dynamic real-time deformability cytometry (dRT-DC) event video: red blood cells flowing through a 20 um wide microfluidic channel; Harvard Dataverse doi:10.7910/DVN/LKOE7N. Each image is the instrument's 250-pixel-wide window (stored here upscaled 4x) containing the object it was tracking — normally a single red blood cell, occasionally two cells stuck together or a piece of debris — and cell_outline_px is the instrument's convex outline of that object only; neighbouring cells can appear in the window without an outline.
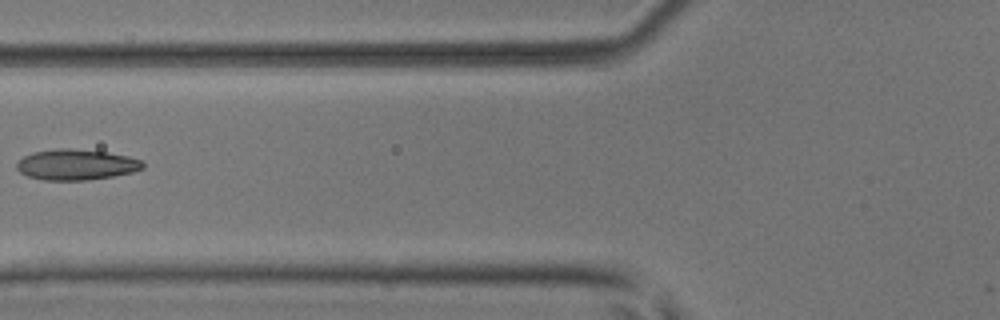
{"species": "common noctule bat (a hibernating species)", "species_latin": "Nyctalus noctula", "temperature_condition": "room temperature", "stored_images_in_passage": 6, "camera_frame_rate_fps": 3000, "um_per_image_px": 0.085, "animal": {"sex": "male", "body_mass_g": 17.9, "forearm_length_mm": 54.2}, "frame": {"image": 1, "passage_image": 6, "time_ms": 1.667, "image_size_px": [1000, 320], "cell_outline_px": [[144, 168], [132, 172], [112, 176], [88, 180], [44, 180], [28, 176], [20, 172], [16, 168], [16, 164], [24, 156], [32, 152], [56, 148], [68, 148], [108, 152], [128, 156], [144, 160]], "centroid_in_image_um": [6.49, 13.98], "position_along_channel_um": 119.3, "area_um2": 22.66}}